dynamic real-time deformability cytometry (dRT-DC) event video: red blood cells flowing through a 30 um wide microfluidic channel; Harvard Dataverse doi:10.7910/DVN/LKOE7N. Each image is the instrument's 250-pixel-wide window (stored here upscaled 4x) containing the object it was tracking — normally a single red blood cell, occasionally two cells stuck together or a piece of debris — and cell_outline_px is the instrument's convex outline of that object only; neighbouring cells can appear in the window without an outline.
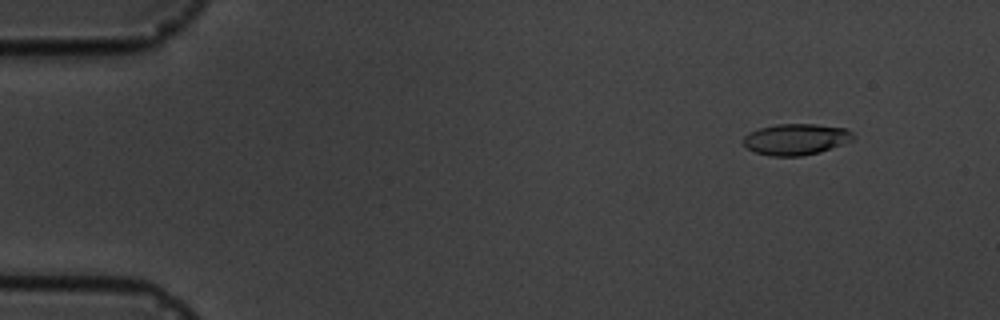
{"species": "common noctule bat (a hibernating species)", "species_latin": "Nyctalus noctula", "temperature_condition": "cold", "stored_images_in_passage": 5, "camera_frame_rate_fps": 3000, "um_per_image_px": 0.085, "animal": {"sex": "male", "body_mass_g": 19.5, "forearm_length_mm": 54.6}, "frame": {"image": 1, "passage_image": 2, "time_ms": 1.0, "image_size_px": [1000, 320], "cell_outline_px": [[856, 136], [852, 140], [820, 152], [800, 156], [772, 156], [756, 152], [748, 148], [744, 144], [744, 136], [760, 128], [776, 124], [816, 124], [844, 128], [852, 132]], "centroid_in_image_um": [67.68, 11.83], "position_along_channel_um": 17.3, "area_um2": 19.71}}
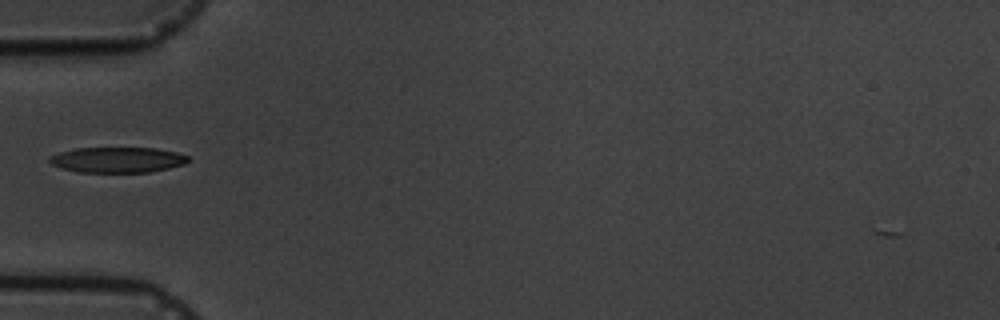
{"frame": {"image": 2, "passage_image": 5, "time_ms": 5.333, "image_size_px": [1000, 320], "cell_outline_px": [[188, 160], [184, 164], [168, 168], [148, 172], [80, 172], [64, 168], [52, 164], [48, 160], [52, 156], [60, 152], [76, 148], [156, 148], [176, 152], [188, 156]], "centroid_in_image_um": [10.01, 13.58], "position_along_channel_um": 75.0, "area_um2": 20.29}}